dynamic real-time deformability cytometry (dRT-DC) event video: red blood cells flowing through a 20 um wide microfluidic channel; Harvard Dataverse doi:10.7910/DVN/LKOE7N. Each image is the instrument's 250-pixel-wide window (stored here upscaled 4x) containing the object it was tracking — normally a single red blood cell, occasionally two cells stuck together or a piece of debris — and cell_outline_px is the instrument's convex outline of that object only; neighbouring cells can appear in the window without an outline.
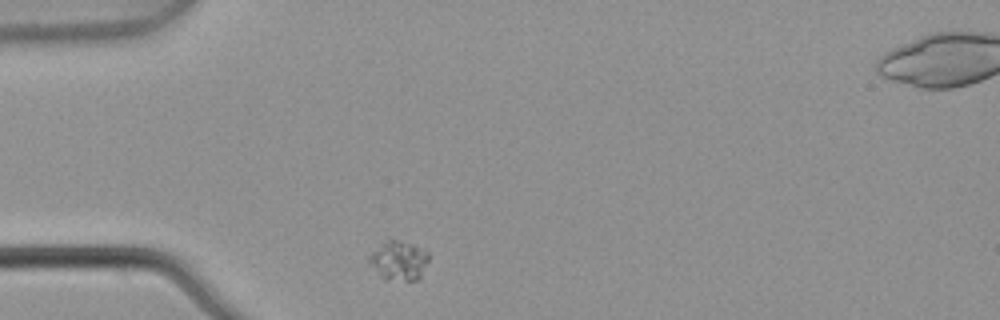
{"species": "common noctule bat (a hibernating species)", "species_latin": "Nyctalus noctula", "temperature_condition": "warm", "stored_images_in_passage": 2, "camera_frame_rate_fps": 3000, "um_per_image_px": 0.085, "animal": {"sex": "male", "body_mass_g": 21.5, "forearm_length_mm": 52.0}, "frame": {"image": 1, "passage_image": 1, "time_ms": 0.0, "image_size_px": [1000, 320], "cell_outline_px": [[428, 260], [420, 280], [384, 280], [368, 260], [368, 256], [388, 236], [412, 244], [428, 252]], "centroid_in_image_um": [33.89, 22.12], "position_along_channel_um": 51.1, "area_um2": 13.81}}